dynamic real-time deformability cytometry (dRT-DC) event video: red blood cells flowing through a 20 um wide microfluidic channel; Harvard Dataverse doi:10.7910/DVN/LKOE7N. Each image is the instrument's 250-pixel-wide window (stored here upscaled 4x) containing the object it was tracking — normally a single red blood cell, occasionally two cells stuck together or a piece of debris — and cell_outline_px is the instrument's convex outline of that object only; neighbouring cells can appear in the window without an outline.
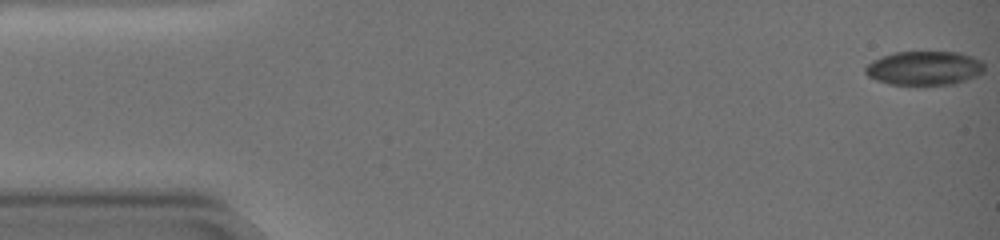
{"species": "common noctule bat (a hibernating species)", "species_latin": "Nyctalus noctula", "temperature_condition": "warm", "stored_images_in_passage": 57, "camera_frame_rate_fps": 3000, "um_per_image_px": 0.085, "animal": {"sex": "female", "body_mass_g": 19.0, "forearm_length_mm": 51.5}, "frame": {"image": 1, "passage_image": 1, "time_ms": 0.0, "image_size_px": [1000, 240], "cell_outline_px": [[984, 72], [976, 76], [956, 84], [888, 84], [876, 80], [868, 76], [864, 72], [864, 68], [872, 60], [880, 56], [892, 52], [960, 52], [972, 56], [980, 60], [984, 64]], "centroid_in_image_um": [78.55, 5.78], "position_along_channel_um": 6.4, "area_um2": 23.76}}
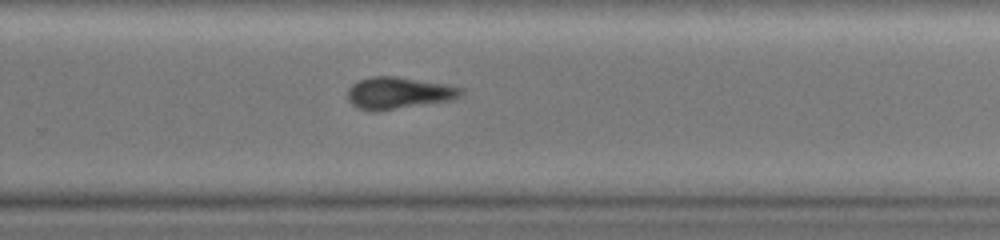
{"frame": {"image": 2, "passage_image": 39, "time_ms": 12.667, "image_size_px": [1000, 240], "cell_outline_px": [[464, 92], [460, 96], [452, 100], [376, 112], [356, 108], [348, 100], [348, 88], [352, 84], [360, 80], [372, 76], [396, 76], [464, 88]], "centroid_in_image_um": [33.85, 7.92], "position_along_channel_um": 295.9, "area_um2": 21.04}}
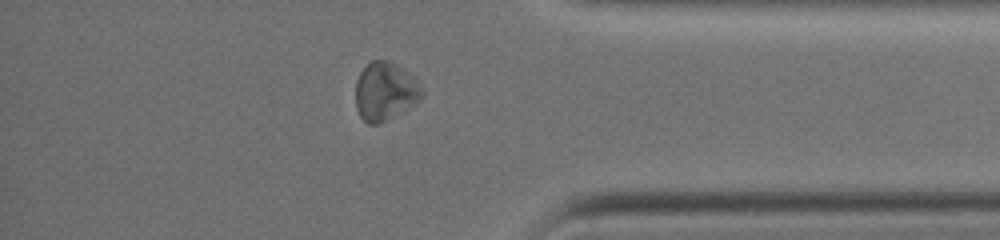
{"frame": {"image": 3, "passage_image": 49, "time_ms": 16.0, "image_size_px": [1000, 240], "cell_outline_px": [[424, 92], [420, 100], [392, 116], [376, 124], [368, 124], [360, 116], [356, 108], [356, 80], [360, 72], [372, 60], [384, 60], [396, 64], [404, 68]], "centroid_in_image_um": [32.7, 7.75], "position_along_channel_um": 402.5, "area_um2": 21.96}, "authors_computed_cell_mechanics": {"area_um2": 23.0622, "velocity_mm_per_s": 3.3991, "shape_relaxation_time_tau1_ms": 2.5945, "shape_relaxation_time_tau2_ms": 3.1219, "deformation_change_tau1": 0.099, "deformation_change_tau2": 0.1212}}